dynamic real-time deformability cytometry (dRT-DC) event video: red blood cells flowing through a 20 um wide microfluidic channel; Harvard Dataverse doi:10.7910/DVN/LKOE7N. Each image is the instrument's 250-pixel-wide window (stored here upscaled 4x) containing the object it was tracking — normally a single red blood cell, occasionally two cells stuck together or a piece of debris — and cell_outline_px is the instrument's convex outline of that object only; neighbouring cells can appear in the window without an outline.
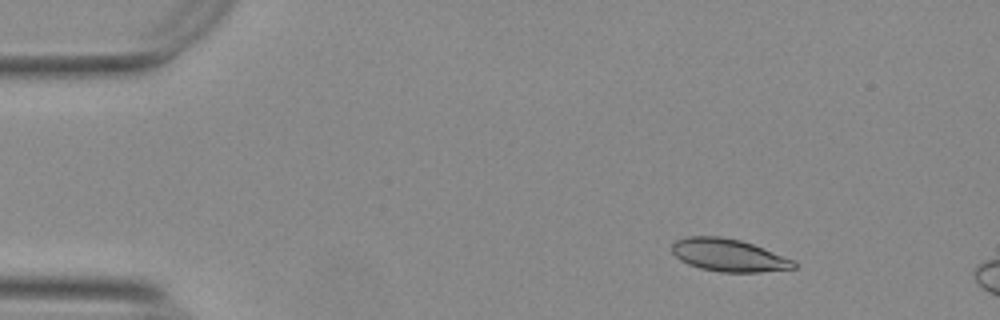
{"species": "Egyptian fruit bat (a non-hibernating species)", "species_latin": "Rousettus aegyptiacus", "temperature_condition": "warm", "stored_images_in_passage": 10, "camera_frame_rate_fps": 3000, "um_per_image_px": 0.085, "animal": {"sex": "female"}, "frame": {"image": 1, "passage_image": 1, "time_ms": 0.0, "image_size_px": [1000, 320], "cell_outline_px": [[796, 268], [760, 272], [720, 272], [700, 268], [688, 264], [680, 260], [672, 252], [672, 244], [676, 240], [688, 236], [720, 236], [740, 240], [752, 244], [792, 260], [796, 264]], "centroid_in_image_um": [61.88, 21.69], "position_along_channel_um": 23.1, "area_um2": 22.89}}